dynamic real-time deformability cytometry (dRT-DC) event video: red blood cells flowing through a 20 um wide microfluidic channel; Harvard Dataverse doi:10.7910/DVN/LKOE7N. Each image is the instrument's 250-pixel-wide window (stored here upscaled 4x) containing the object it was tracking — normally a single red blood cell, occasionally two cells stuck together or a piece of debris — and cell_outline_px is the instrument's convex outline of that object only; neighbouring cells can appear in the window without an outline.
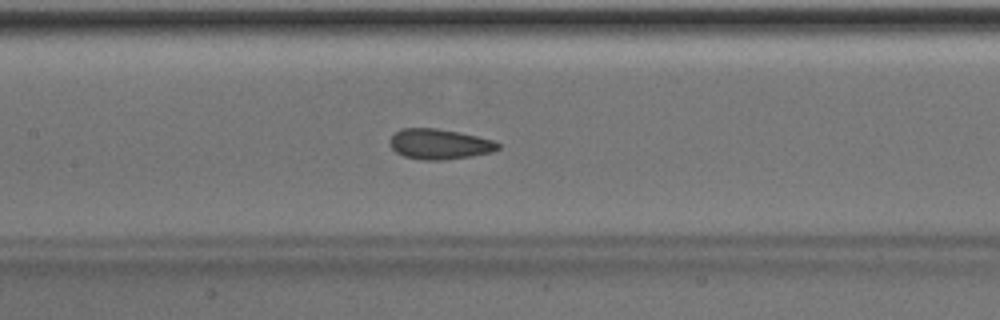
{"species": "Egyptian fruit bat (a non-hibernating species)", "species_latin": "Rousettus aegyptiacus", "temperature_condition": "room temperature", "stored_images_in_passage": 47, "camera_frame_rate_fps": 3000, "um_per_image_px": 0.085, "animal": {"sex": "male"}, "frame": {"image": 1, "passage_image": 21, "time_ms": 6.667, "image_size_px": [1000, 320], "cell_outline_px": [[500, 148], [492, 152], [472, 156], [444, 160], [420, 160], [404, 156], [396, 152], [388, 144], [388, 140], [400, 128], [436, 128], [460, 132], [492, 140], [500, 144]], "centroid_in_image_um": [37.33, 12.25], "position_along_channel_um": 170.1, "area_um2": 19.25}, "authors_computed_cell_mechanics": {"area_um2": 19.074, "velocity_mm_per_s": 4.0298, "shape_relaxation_time_tau1_ms": 7.4645, "shape_relaxation_time_tau2_ms": 1.4964, "deformation_change_tau1": 0.136, "deformation_change_tau2": 0.0658}}